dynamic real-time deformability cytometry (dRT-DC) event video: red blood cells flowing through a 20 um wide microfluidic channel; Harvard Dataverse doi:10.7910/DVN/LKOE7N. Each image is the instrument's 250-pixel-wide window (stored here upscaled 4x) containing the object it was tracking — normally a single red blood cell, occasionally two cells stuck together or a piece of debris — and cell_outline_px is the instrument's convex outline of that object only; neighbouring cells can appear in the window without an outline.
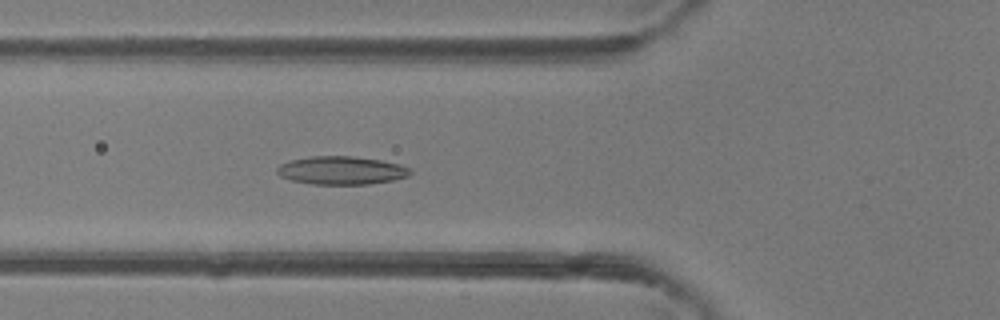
{"species": "common noctule bat (a hibernating species)", "species_latin": "Nyctalus noctula", "temperature_condition": "room temperature", "stored_images_in_passage": 45, "camera_frame_rate_fps": 3000, "um_per_image_px": 0.085, "animal": {"sex": "female"}, "frame": {"image": 1, "passage_image": 16, "time_ms": 5.0, "image_size_px": [1000, 320], "cell_outline_px": [[412, 172], [408, 176], [392, 180], [368, 184], [312, 184], [292, 180], [280, 176], [276, 172], [276, 168], [280, 164], [292, 160], [312, 156], [352, 156], [380, 160], [400, 164], [412, 168]], "centroid_in_image_um": [29.03, 14.48], "position_along_channel_um": 96.8, "area_um2": 21.85}}
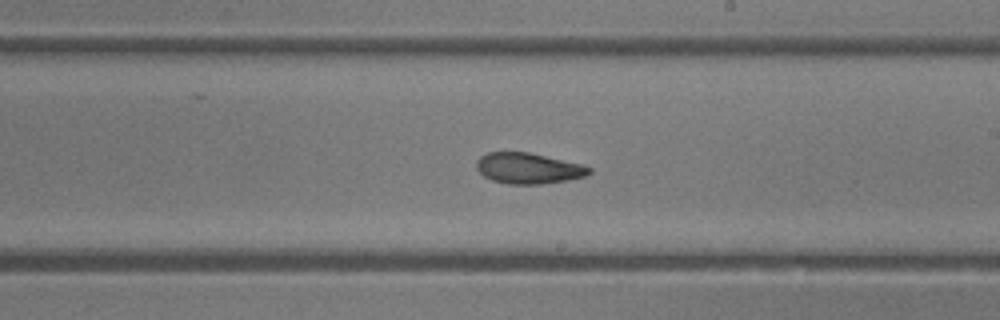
{"frame": {"image": 2, "passage_image": 26, "time_ms": 8.333, "image_size_px": [1000, 320], "cell_outline_px": [[592, 172], [584, 176], [568, 180], [540, 184], [508, 184], [492, 180], [484, 176], [476, 168], [476, 160], [480, 156], [488, 152], [528, 152], [584, 164], [592, 168]], "centroid_in_image_um": [44.92, 14.3], "position_along_channel_um": 244.1, "area_um2": 20.35}}
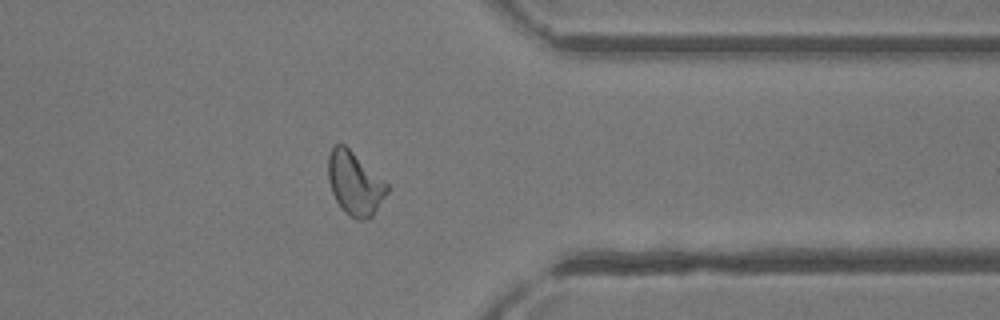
{"frame": {"image": 3, "passage_image": 36, "time_ms": 11.667, "image_size_px": [1000, 320], "cell_outline_px": [[388, 192], [372, 216], [368, 220], [356, 220], [348, 216], [344, 212], [336, 200], [332, 192], [328, 180], [328, 156], [332, 148], [336, 144], [344, 144], [388, 184]], "centroid_in_image_um": [30.15, 15.62], "position_along_channel_um": 381.3, "area_um2": 21.62}, "authors_computed_cell_mechanics": {"area_um2": 21.675, "velocity_mm_per_s": 4.4048, "shape_relaxation_time_tau1_ms": 4.506, "shape_relaxation_time_tau2_ms": 3.6142, "deformation_change_tau1": 0.1434, "deformation_change_tau2": 0.1081}}